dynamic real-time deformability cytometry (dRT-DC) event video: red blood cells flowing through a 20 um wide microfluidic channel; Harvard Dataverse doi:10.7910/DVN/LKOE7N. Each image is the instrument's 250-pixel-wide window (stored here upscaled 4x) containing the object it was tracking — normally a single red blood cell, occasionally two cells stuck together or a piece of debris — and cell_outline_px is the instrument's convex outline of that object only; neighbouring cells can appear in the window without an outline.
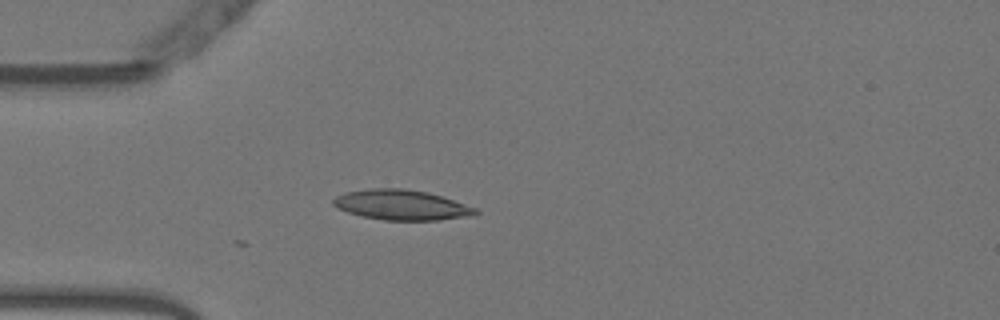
{"species": "Egyptian fruit bat (a non-hibernating species)", "species_latin": "Rousettus aegyptiacus", "temperature_condition": "warm", "stored_images_in_passage": 2, "camera_frame_rate_fps": 3000, "um_per_image_px": 0.085, "animal": {"sex": "female"}, "frame": {"image": 1, "passage_image": 2, "time_ms": 0.333, "image_size_px": [1000, 320], "cell_outline_px": [[480, 212], [476, 216], [440, 220], [384, 220], [360, 216], [336, 208], [332, 204], [332, 200], [336, 196], [344, 192], [368, 188], [404, 188], [428, 192], [476, 208]], "centroid_in_image_um": [34.11, 17.42], "position_along_channel_um": 50.9, "area_um2": 25.26}}